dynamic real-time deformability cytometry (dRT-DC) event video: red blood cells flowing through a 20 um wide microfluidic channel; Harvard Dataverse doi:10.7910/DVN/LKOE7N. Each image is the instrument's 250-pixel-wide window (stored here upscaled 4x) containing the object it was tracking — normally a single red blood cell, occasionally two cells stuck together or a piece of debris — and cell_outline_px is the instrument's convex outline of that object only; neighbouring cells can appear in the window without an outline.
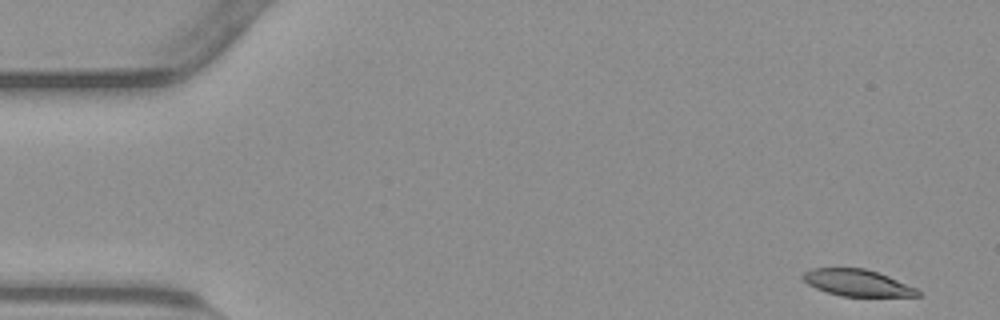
{"species": "common noctule bat (a hibernating species)", "species_latin": "Nyctalus noctula", "temperature_condition": "warm", "stored_images_in_passage": 53, "camera_frame_rate_fps": 3000, "um_per_image_px": 0.085, "animal": {"sex": "male", "body_mass_g": 23.1, "forearm_length_mm": 52.7}, "frame": {"image": 1, "passage_image": 1, "time_ms": 0.0, "image_size_px": [1000, 320], "cell_outline_px": [[920, 296], [840, 296], [816, 288], [808, 284], [800, 276], [804, 272], [812, 268], [864, 268], [888, 276], [916, 288], [920, 292]], "centroid_in_image_um": [72.84, 24.03], "position_along_channel_um": 12.2, "area_um2": 17.63}}
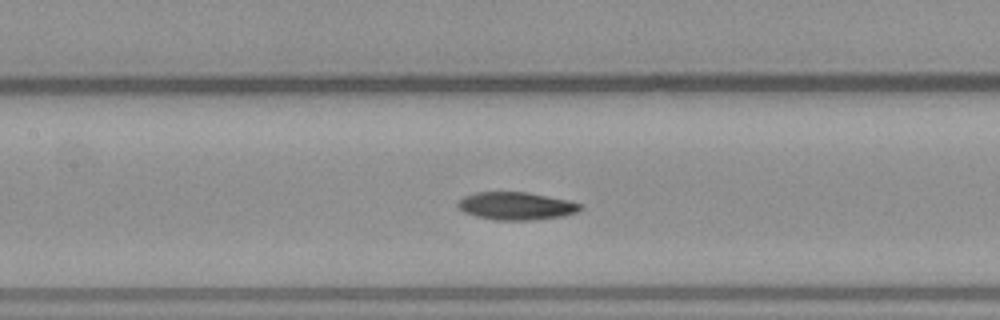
{"frame": {"image": 2, "passage_image": 23, "time_ms": 7.333, "image_size_px": [1000, 320], "cell_outline_px": [[584, 208], [576, 212], [564, 216], [532, 220], [492, 220], [476, 216], [464, 212], [456, 204], [464, 196], [476, 192], [528, 192], [568, 200], [584, 204]], "centroid_in_image_um": [43.91, 17.51], "position_along_channel_um": 163.5, "area_um2": 19.94}}
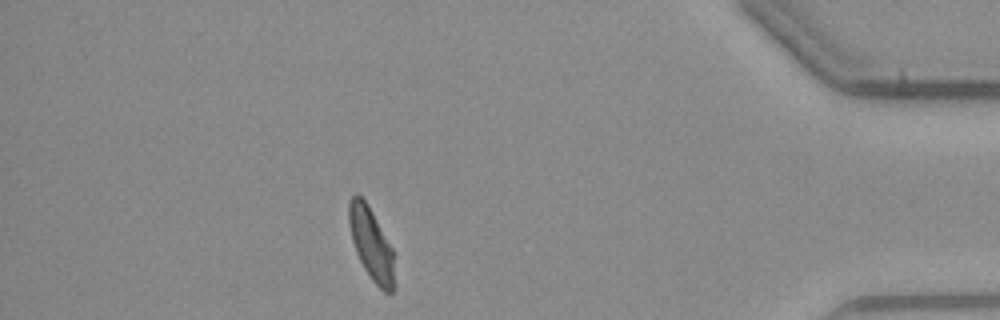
{"frame": {"image": 3, "passage_image": 46, "time_ms": 15.0, "image_size_px": [1000, 320], "cell_outline_px": [[392, 292], [384, 292], [372, 280], [364, 268], [356, 252], [352, 240], [348, 224], [348, 204], [352, 196], [356, 192], [368, 204], [392, 248]], "centroid_in_image_um": [31.49, 20.66], "position_along_channel_um": 403.7, "area_um2": 18.61}, "authors_computed_cell_mechanics": {"area_um2": 19.8832, "velocity_mm_per_s": 3.7844, "shape_relaxation_time_tau1_ms": 6.0411, "shape_relaxation_time_tau2_ms": 4.6698, "deformation_change_tau1": 0.1983, "deformation_change_tau2": 0.1228}}